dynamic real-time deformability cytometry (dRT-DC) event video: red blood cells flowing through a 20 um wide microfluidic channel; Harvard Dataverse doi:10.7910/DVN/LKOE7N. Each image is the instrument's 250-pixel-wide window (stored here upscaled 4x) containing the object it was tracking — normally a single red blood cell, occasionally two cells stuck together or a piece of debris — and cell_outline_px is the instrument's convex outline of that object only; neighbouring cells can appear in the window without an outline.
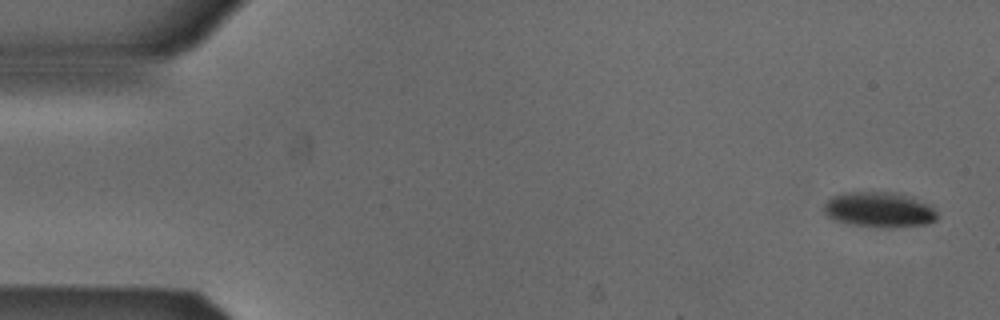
{"species": "Egyptian fruit bat (a non-hibernating species)", "species_latin": "Rousettus aegyptiacus", "temperature_condition": "cold", "stored_images_in_passage": 51, "camera_frame_rate_fps": 3000, "um_per_image_px": 0.085, "animal": {"sex": "male"}, "frame": {"image": 1, "passage_image": 1, "time_ms": 0.0, "image_size_px": [1000, 320], "cell_outline_px": [[936, 220], [924, 224], [888, 228], [880, 228], [848, 224], [836, 220], [828, 216], [824, 212], [824, 204], [832, 196], [844, 192], [888, 192], [912, 196], [932, 204], [936, 212]], "centroid_in_image_um": [74.75, 17.82], "position_along_channel_um": 10.3, "area_um2": 23.52}}
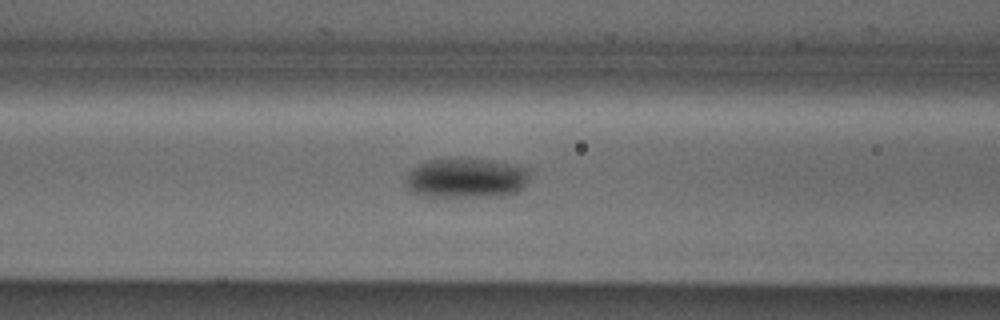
{"frame": {"image": 2, "passage_image": 20, "time_ms": 6.333, "image_size_px": [1000, 320], "cell_outline_px": [[532, 168], [528, 184], [524, 188], [516, 192], [492, 196], [428, 196], [412, 192], [404, 184], [404, 180], [408, 172], [416, 164], [428, 160], [468, 156], [516, 164]], "centroid_in_image_um": [39.67, 15.08], "position_along_channel_um": 126.9, "area_um2": 29.82}}
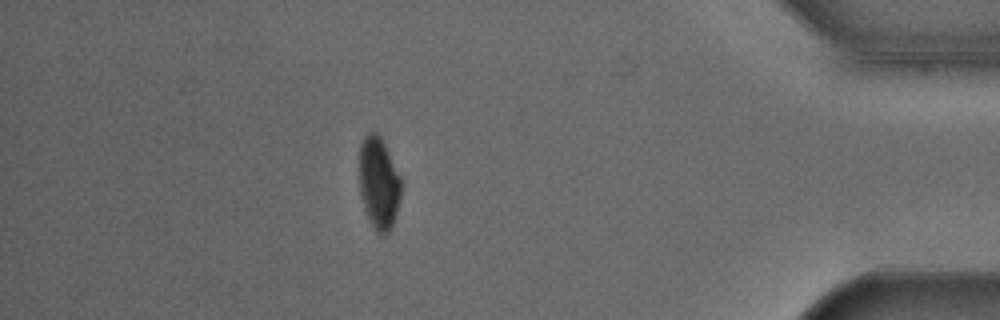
{"frame": {"image": 3, "passage_image": 45, "time_ms": 14.667, "image_size_px": [1000, 320], "cell_outline_px": [[400, 196], [396, 212], [392, 224], [388, 232], [384, 236], [380, 236], [376, 232], [364, 208], [360, 192], [360, 144], [364, 136], [368, 132], [376, 132], [380, 136], [400, 176]], "centroid_in_image_um": [32.18, 15.56], "position_along_channel_um": 403.0, "area_um2": 22.02}}